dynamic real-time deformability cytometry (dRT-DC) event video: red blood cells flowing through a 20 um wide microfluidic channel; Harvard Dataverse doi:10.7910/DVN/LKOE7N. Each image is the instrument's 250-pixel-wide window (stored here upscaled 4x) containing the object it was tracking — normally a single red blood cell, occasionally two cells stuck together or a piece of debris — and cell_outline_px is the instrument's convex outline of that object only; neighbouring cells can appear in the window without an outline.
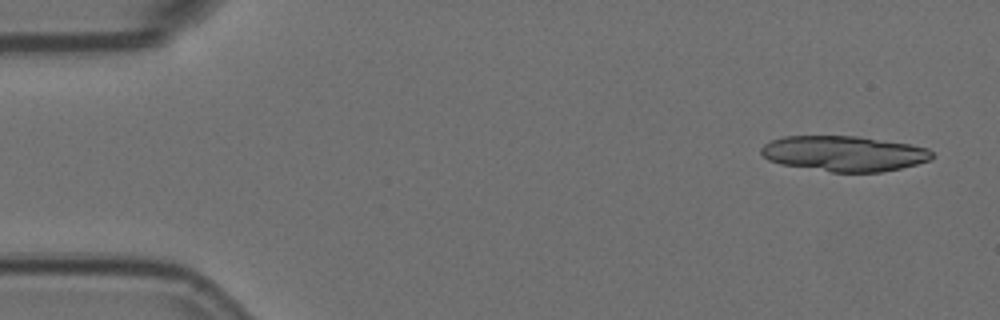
{"species": "Egyptian fruit bat (a non-hibernating species)", "species_latin": "Rousettus aegyptiacus", "temperature_condition": "room temperature", "stored_images_in_passage": 2, "camera_frame_rate_fps": 3000, "um_per_image_px": 0.085, "animal": {"sex": "female"}, "frame": {"image": 1, "passage_image": 1, "time_ms": 0.0, "image_size_px": [1000, 320], "cell_outline_px": [[932, 156], [928, 160], [916, 164], [900, 168], [880, 172], [832, 172], [780, 164], [768, 160], [760, 152], [760, 148], [764, 144], [772, 140], [784, 136], [856, 136], [908, 144], [928, 148], [932, 152]], "centroid_in_image_um": [71.7, 13.05], "position_along_channel_um": 13.3, "area_um2": 35.03}}